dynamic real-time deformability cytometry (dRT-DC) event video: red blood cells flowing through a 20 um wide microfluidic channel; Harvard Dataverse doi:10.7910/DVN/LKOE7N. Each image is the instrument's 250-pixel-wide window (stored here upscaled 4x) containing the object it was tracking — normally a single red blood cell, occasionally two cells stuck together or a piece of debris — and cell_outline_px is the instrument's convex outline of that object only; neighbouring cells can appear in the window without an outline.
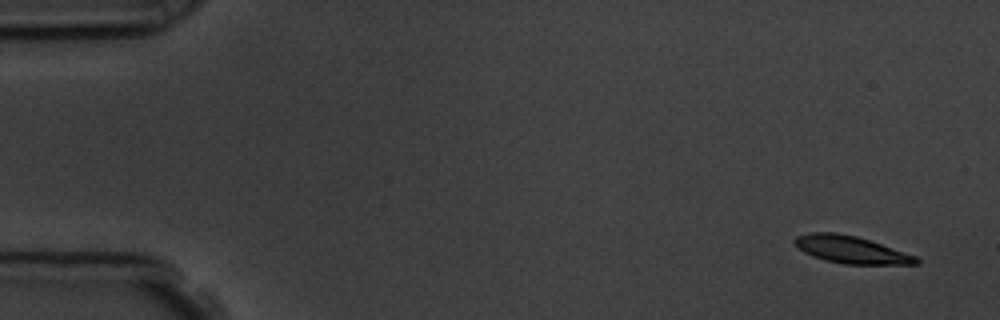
{"species": "common noctule bat (a hibernating species)", "species_latin": "Nyctalus noctula", "temperature_condition": "room temperature", "stored_images_in_passage": 6, "camera_frame_rate_fps": 3000, "um_per_image_px": 0.085, "animal": {"sex": "male", "body_mass_g": 19.5, "forearm_length_mm": 54.6}, "frame": {"image": 1, "passage_image": 1, "time_ms": 0.0, "image_size_px": [1000, 320], "cell_outline_px": [[920, 264], [844, 264], [824, 260], [812, 256], [804, 252], [792, 244], [792, 240], [796, 236], [812, 232], [836, 232], [856, 236], [916, 256], [920, 260]], "centroid_in_image_um": [72.27, 21.22], "position_along_channel_um": 12.7, "area_um2": 19.31}}
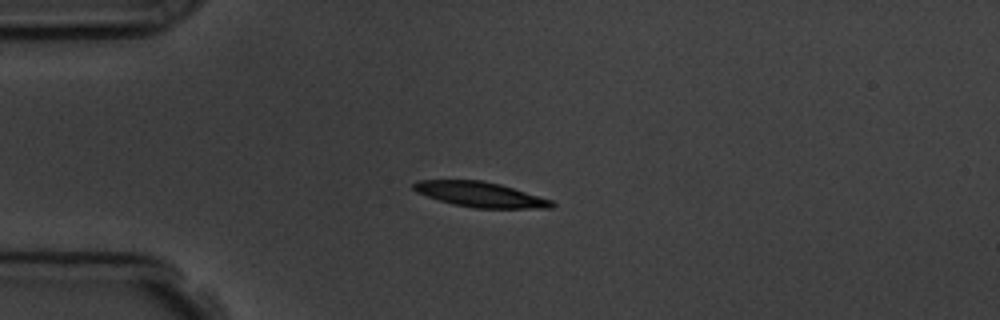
{"frame": {"image": 2, "passage_image": 4, "time_ms": 3.667, "image_size_px": [1000, 320], "cell_outline_px": [[556, 204], [552, 208], [472, 208], [452, 204], [416, 192], [412, 188], [412, 184], [416, 180], [484, 180], [500, 184], [552, 200]], "centroid_in_image_um": [40.81, 16.53], "position_along_channel_um": 44.2, "area_um2": 20.23}}